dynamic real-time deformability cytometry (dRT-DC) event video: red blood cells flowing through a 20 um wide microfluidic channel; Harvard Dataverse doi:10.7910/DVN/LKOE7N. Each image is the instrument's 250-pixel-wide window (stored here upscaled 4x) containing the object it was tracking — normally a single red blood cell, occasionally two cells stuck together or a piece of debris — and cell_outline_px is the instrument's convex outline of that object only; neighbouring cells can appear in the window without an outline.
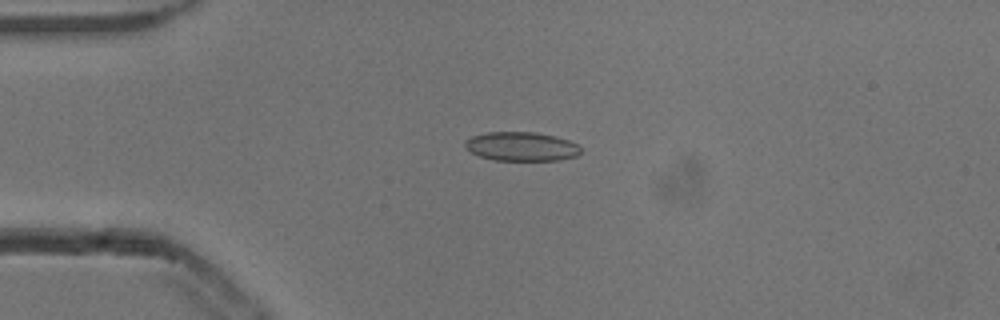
{"species": "common noctule bat (a hibernating species)", "species_latin": "Nyctalus noctula", "temperature_condition": "cold", "stored_images_in_passage": 41, "camera_frame_rate_fps": 3000, "um_per_image_px": 0.085, "animal": {"sex": "male", "body_mass_g": 13.3}, "frame": {"image": 1, "passage_image": 1, "time_ms": 0.0, "image_size_px": [1000, 320], "cell_outline_px": [[580, 152], [576, 156], [560, 160], [496, 160], [480, 156], [464, 148], [464, 140], [472, 136], [488, 132], [536, 132], [556, 136], [568, 140], [576, 144], [580, 148]], "centroid_in_image_um": [44.3, 12.44], "position_along_channel_um": 40.7, "area_um2": 19.54}}
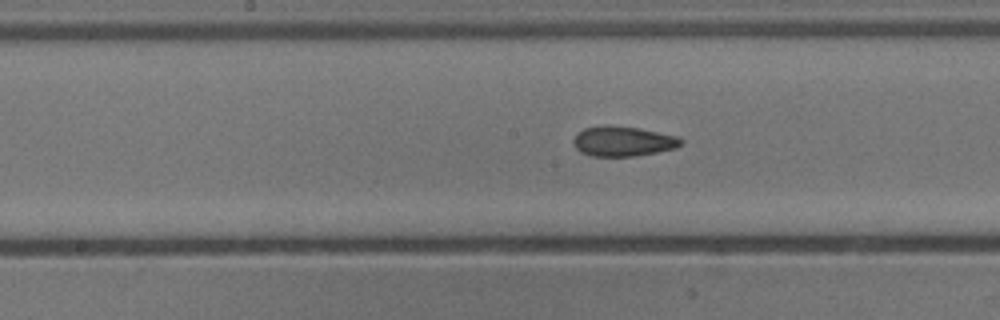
{"frame": {"image": 2, "passage_image": 15, "time_ms": 4.667, "image_size_px": [1000, 320], "cell_outline_px": [[684, 140], [676, 148], [636, 156], [592, 156], [580, 152], [572, 144], [572, 140], [584, 128], [604, 124], [608, 124], [640, 128], [676, 136]], "centroid_in_image_um": [52.93, 12.0], "position_along_channel_um": 195.3, "area_um2": 18.9}}
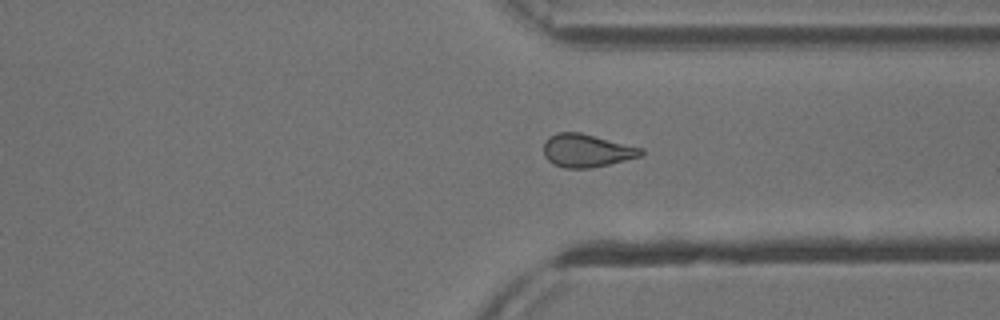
{"frame": {"image": 3, "passage_image": 28, "time_ms": 9.0, "image_size_px": [1000, 320], "cell_outline_px": [[644, 156], [592, 168], [564, 168], [552, 164], [544, 156], [544, 140], [548, 136], [556, 132], [580, 132], [644, 148]], "centroid_in_image_um": [49.88, 12.8], "position_along_channel_um": 361.5, "area_um2": 19.13}, "authors_computed_cell_mechanics": {"area_um2": 19.0162, "velocity_mm_per_s": 3.8448, "shape_relaxation_time_tau1_ms": null, "shape_relaxation_time_tau2_ms": 4.6477, "deformation_change_tau1": null, "deformation_change_tau2": 0.1043}}